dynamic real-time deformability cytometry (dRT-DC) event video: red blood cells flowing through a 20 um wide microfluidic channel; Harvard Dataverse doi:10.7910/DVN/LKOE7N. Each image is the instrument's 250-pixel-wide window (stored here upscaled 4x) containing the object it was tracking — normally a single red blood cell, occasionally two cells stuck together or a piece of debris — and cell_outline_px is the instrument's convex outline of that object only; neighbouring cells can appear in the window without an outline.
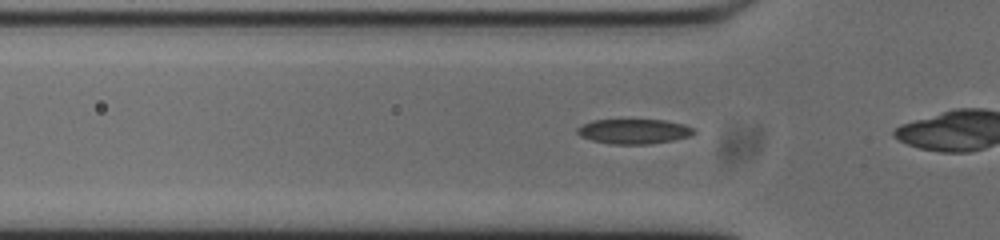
{"species": "common noctule bat (a hibernating species)", "species_latin": "Nyctalus noctula", "temperature_condition": "cold", "stored_images_in_passage": 15, "camera_frame_rate_fps": 3000, "um_per_image_px": 0.085, "animal": {"sex": "male", "body_mass_g": 20.0, "forearm_length_mm": 53.3}, "frame": {"image": 1, "passage_image": 7, "time_ms": 2.0, "image_size_px": [1000, 240], "cell_outline_px": [[696, 132], [688, 136], [672, 140], [648, 144], [612, 144], [592, 140], [580, 136], [576, 132], [576, 128], [592, 120], [664, 120], [684, 124], [692, 128]], "centroid_in_image_um": [53.85, 11.16], "position_along_channel_um": 71.9, "area_um2": 16.7}}
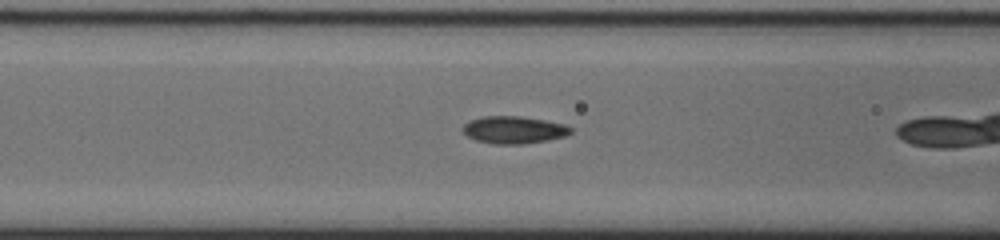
{"frame": {"image": 2, "passage_image": 11, "time_ms": 3.333, "image_size_px": [1000, 240], "cell_outline_px": [[572, 132], [564, 136], [524, 144], [496, 144], [476, 140], [468, 136], [464, 132], [464, 124], [472, 120], [484, 116], [520, 116], [544, 120], [564, 124], [572, 128]], "centroid_in_image_um": [43.69, 11.03], "position_along_channel_um": 122.9, "area_um2": 16.88}}